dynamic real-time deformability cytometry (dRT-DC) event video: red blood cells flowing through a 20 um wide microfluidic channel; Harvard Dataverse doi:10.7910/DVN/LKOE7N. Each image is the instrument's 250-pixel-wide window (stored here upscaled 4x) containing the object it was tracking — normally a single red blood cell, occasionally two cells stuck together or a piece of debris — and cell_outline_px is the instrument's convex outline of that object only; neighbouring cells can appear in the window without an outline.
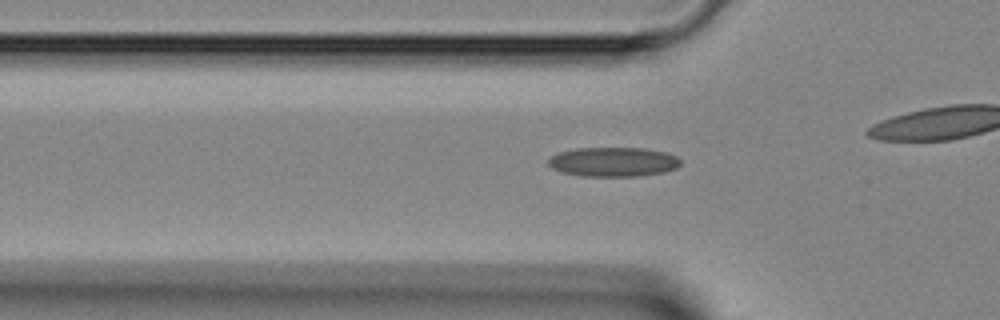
{"species": "Egyptian fruit bat (a non-hibernating species)", "species_latin": "Rousettus aegyptiacus", "temperature_condition": "room temperature", "stored_images_in_passage": 30, "camera_frame_rate_fps": 3000, "um_per_image_px": 0.085, "animal": {"sex": "female"}, "frame": {"image": 1, "passage_image": 8, "time_ms": 2.333, "image_size_px": [1000, 320], "cell_outline_px": [[680, 164], [676, 168], [664, 172], [636, 176], [584, 176], [560, 172], [552, 168], [548, 164], [548, 160], [556, 152], [576, 148], [644, 148], [668, 152], [676, 156], [680, 160]], "centroid_in_image_um": [52.11, 13.75], "position_along_channel_um": 73.7, "area_um2": 22.77}}
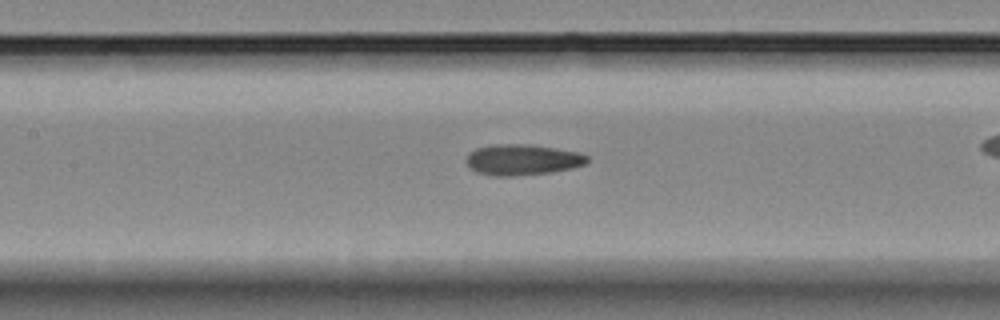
{"frame": {"image": 2, "passage_image": 14, "time_ms": 4.333, "image_size_px": [1000, 320], "cell_outline_px": [[588, 160], [584, 164], [572, 168], [552, 172], [512, 176], [496, 176], [476, 172], [464, 160], [468, 152], [476, 148], [492, 144], [528, 144], [580, 152], [588, 156]], "centroid_in_image_um": [44.38, 13.57], "position_along_channel_um": 163.0, "area_um2": 21.79}}
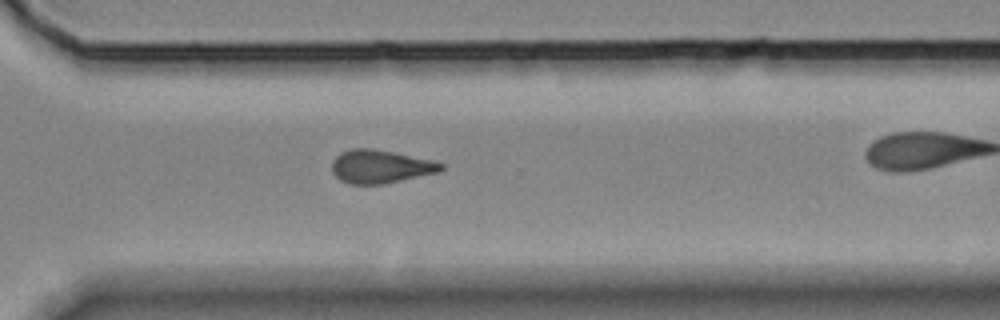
{"frame": {"image": 3, "passage_image": 26, "time_ms": 8.333, "image_size_px": [1000, 320], "cell_outline_px": [[444, 168], [440, 172], [384, 184], [348, 184], [340, 180], [332, 172], [332, 160], [340, 152], [352, 148], [372, 148], [436, 160], [444, 164]], "centroid_in_image_um": [32.36, 14.15], "position_along_channel_um": 338.2, "area_um2": 21.5}}